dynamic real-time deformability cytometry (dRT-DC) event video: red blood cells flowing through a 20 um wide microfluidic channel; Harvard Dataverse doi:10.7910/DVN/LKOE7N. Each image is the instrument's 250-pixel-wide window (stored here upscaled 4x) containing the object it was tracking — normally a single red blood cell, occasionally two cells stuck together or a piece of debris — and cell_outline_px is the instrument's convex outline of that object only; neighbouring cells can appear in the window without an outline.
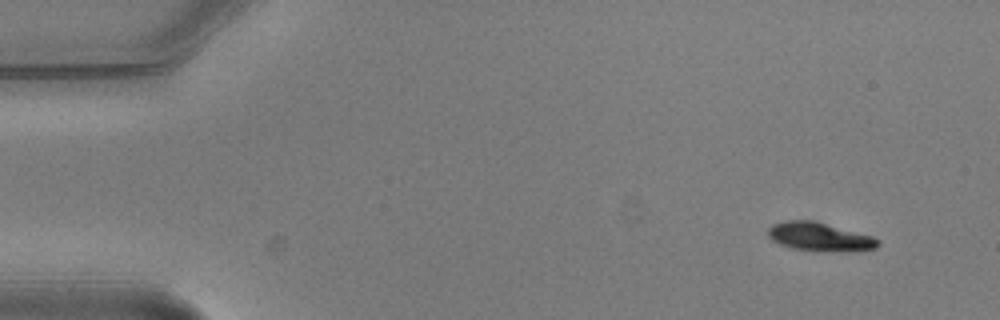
{"species": "common noctule bat (a hibernating species)", "species_latin": "Nyctalus noctula", "temperature_condition": "warm", "stored_images_in_passage": 5, "camera_frame_rate_fps": 3000, "um_per_image_px": 0.085, "animal": {"sex": "male", "body_mass_g": 20.5, "forearm_length_mm": 52.5}, "frame": {"image": 1, "passage_image": 1, "time_ms": 0.0, "image_size_px": [1000, 320], "cell_outline_px": [[880, 244], [876, 248], [848, 252], [844, 252], [792, 248], [780, 244], [772, 240], [768, 236], [768, 228], [772, 224], [788, 220], [816, 220], [872, 236], [880, 240]], "centroid_in_image_um": [69.69, 20.11], "position_along_channel_um": 15.3, "area_um2": 18.38}}
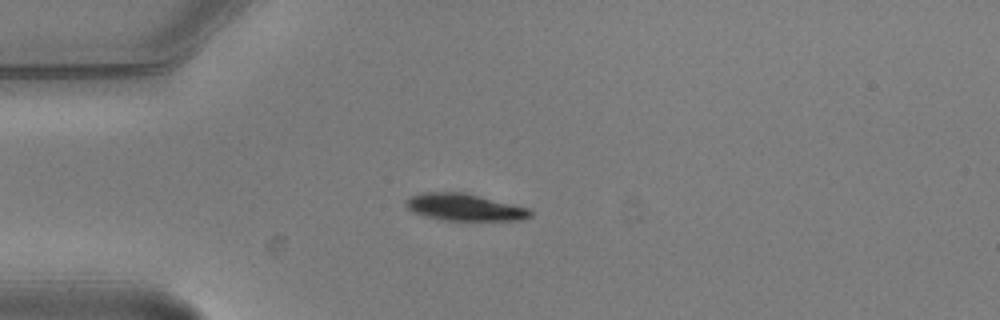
{"frame": {"image": 2, "passage_image": 4, "time_ms": 1.0, "image_size_px": [1000, 320], "cell_outline_px": [[532, 216], [520, 220], [444, 220], [424, 216], [412, 212], [404, 204], [404, 200], [420, 192], [464, 192], [532, 208]], "centroid_in_image_um": [39.49, 17.61], "position_along_channel_um": 45.5, "area_um2": 19.83}}